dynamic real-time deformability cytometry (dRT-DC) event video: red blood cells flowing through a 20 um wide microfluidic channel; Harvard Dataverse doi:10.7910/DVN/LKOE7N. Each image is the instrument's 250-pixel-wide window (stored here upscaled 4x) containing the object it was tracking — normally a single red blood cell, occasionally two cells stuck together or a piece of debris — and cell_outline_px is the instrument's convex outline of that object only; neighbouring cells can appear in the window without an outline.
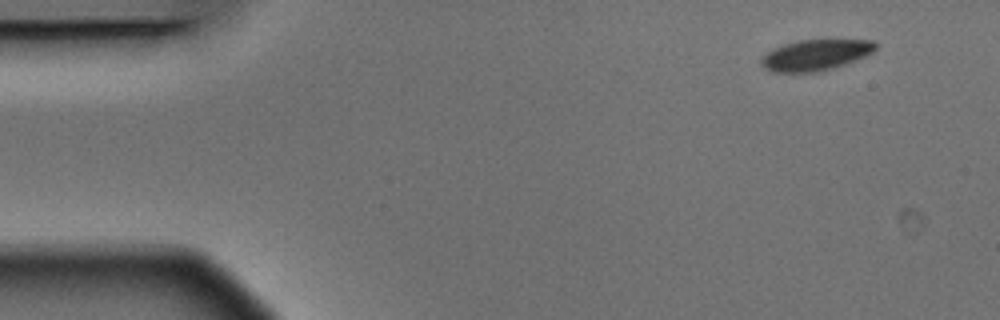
{"species": "Egyptian fruit bat (a non-hibernating species)", "species_latin": "Rousettus aegyptiacus", "temperature_condition": "warm", "stored_images_in_passage": 4, "camera_frame_rate_fps": 3000, "um_per_image_px": 0.085, "animal": {"sex": "male"}, "frame": {"image": 1, "passage_image": 1, "time_ms": 0.0, "image_size_px": [1000, 320], "cell_outline_px": [[876, 48], [872, 52], [856, 60], [832, 68], [816, 72], [772, 72], [764, 68], [760, 64], [760, 60], [768, 52], [784, 44], [800, 40], [872, 40], [876, 44]], "centroid_in_image_um": [69.31, 4.68], "position_along_channel_um": 15.7, "area_um2": 20.29}}
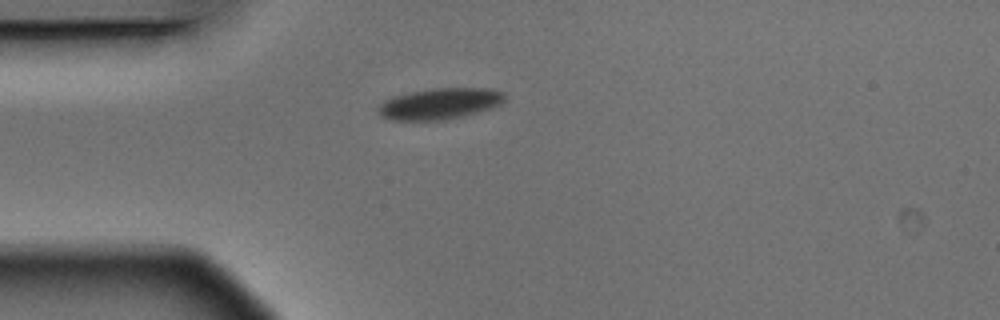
{"frame": {"image": 2, "passage_image": 4, "time_ms": 1.0, "image_size_px": [1000, 320], "cell_outline_px": [[504, 100], [500, 104], [492, 108], [460, 116], [440, 120], [392, 120], [380, 116], [376, 108], [384, 100], [392, 96], [408, 92], [432, 88], [492, 88], [504, 92]], "centroid_in_image_um": [37.34, 8.8], "position_along_channel_um": 47.7, "area_um2": 23.0}}